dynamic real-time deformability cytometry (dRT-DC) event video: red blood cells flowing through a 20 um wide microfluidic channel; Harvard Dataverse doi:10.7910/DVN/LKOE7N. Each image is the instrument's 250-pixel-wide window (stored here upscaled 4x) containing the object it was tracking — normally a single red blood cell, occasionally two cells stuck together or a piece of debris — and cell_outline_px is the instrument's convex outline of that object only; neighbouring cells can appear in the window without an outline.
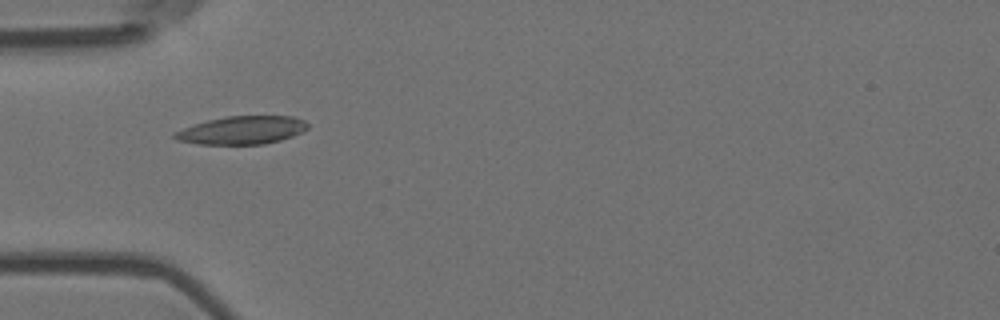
{"species": "Egyptian fruit bat (a non-hibernating species)", "species_latin": "Rousettus aegyptiacus", "temperature_condition": "room temperature", "stored_images_in_passage": 33, "camera_frame_rate_fps": 3000, "um_per_image_px": 0.085, "animal": {"sex": "female"}, "frame": {"image": 1, "passage_image": 1, "time_ms": 0.0, "image_size_px": [1000, 320], "cell_outline_px": [[308, 128], [304, 132], [280, 140], [264, 144], [200, 144], [176, 140], [172, 136], [176, 132], [192, 124], [208, 120], [228, 116], [292, 116], [304, 120], [308, 124]], "centroid_in_image_um": [20.59, 11.06], "position_along_channel_um": 64.4, "area_um2": 21.73}}
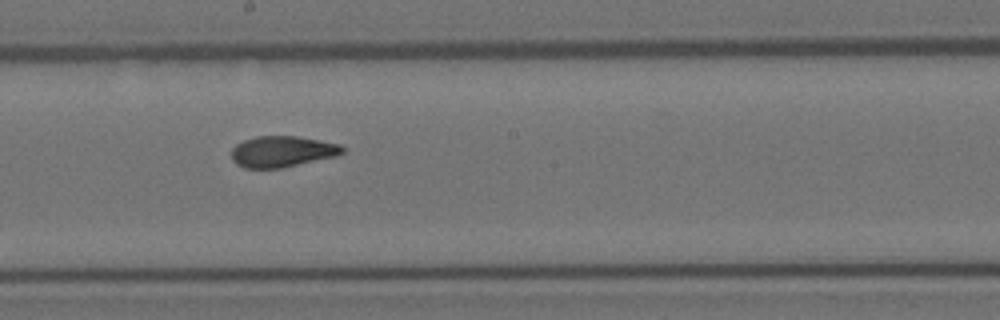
{"frame": {"image": 2, "passage_image": 14, "time_ms": 4.333, "image_size_px": [1000, 320], "cell_outline_px": [[344, 152], [336, 156], [280, 168], [244, 168], [236, 164], [232, 160], [232, 148], [236, 144], [244, 140], [256, 136], [296, 136], [320, 140], [340, 144], [344, 148]], "centroid_in_image_um": [23.97, 12.87], "position_along_channel_um": 224.2, "area_um2": 20.06}}
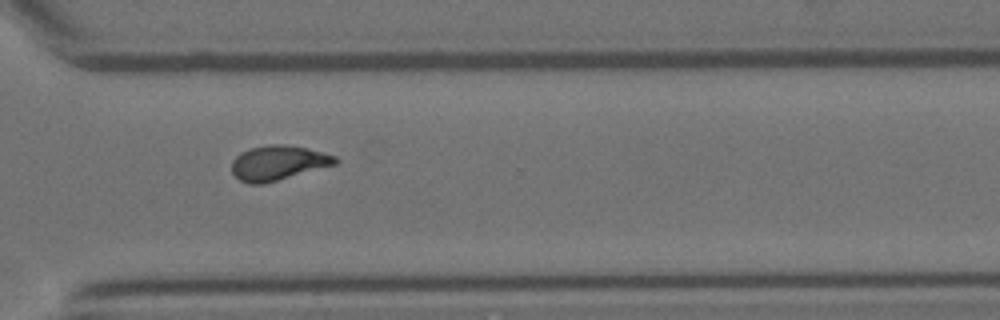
{"frame": {"image": 3, "passage_image": 24, "time_ms": 7.667, "image_size_px": [1000, 320], "cell_outline_px": [[340, 160], [336, 164], [264, 184], [248, 184], [240, 180], [232, 172], [232, 160], [240, 152], [252, 148], [268, 144], [284, 144], [308, 148], [336, 156]], "centroid_in_image_um": [23.64, 13.84], "position_along_channel_um": 347.0, "area_um2": 20.98}, "authors_computed_cell_mechanics": {"area_um2": 20.6346, "velocity_mm_per_s": 3.6987, "shape_relaxation_time_tau1_ms": 7.9232, "shape_relaxation_time_tau2_ms": 2.0132, "deformation_change_tau1": 0.2029, "deformation_change_tau2": 0.0868}}